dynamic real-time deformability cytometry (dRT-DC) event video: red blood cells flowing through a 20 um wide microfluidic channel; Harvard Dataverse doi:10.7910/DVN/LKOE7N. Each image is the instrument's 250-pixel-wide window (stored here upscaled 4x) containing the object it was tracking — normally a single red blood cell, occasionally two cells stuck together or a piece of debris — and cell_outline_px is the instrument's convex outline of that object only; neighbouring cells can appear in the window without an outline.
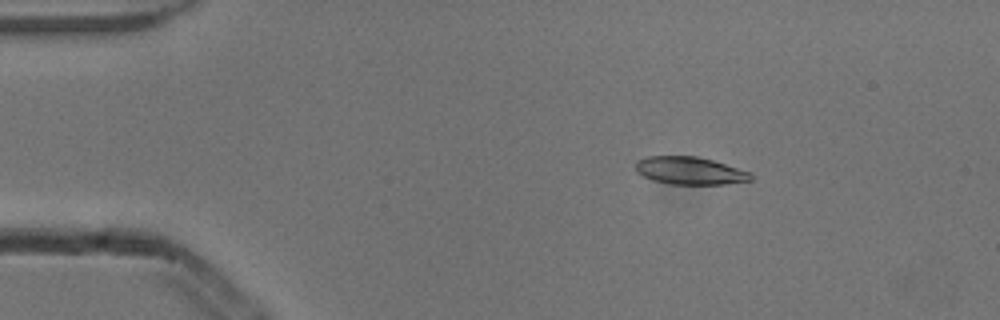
{"species": "common noctule bat (a hibernating species)", "species_latin": "Nyctalus noctula", "temperature_condition": "cold", "stored_images_in_passage": 4, "camera_frame_rate_fps": 3000, "um_per_image_px": 0.085, "animal": {"sex": "male", "body_mass_g": 13.3}, "frame": {"image": 1, "passage_image": 3, "time_ms": 0.667, "image_size_px": [1000, 320], "cell_outline_px": [[752, 180], [724, 184], [672, 184], [656, 180], [644, 176], [636, 172], [636, 160], [648, 156], [696, 156], [712, 160], [752, 172]], "centroid_in_image_um": [58.66, 14.5], "position_along_channel_um": 26.3, "area_um2": 18.44}}